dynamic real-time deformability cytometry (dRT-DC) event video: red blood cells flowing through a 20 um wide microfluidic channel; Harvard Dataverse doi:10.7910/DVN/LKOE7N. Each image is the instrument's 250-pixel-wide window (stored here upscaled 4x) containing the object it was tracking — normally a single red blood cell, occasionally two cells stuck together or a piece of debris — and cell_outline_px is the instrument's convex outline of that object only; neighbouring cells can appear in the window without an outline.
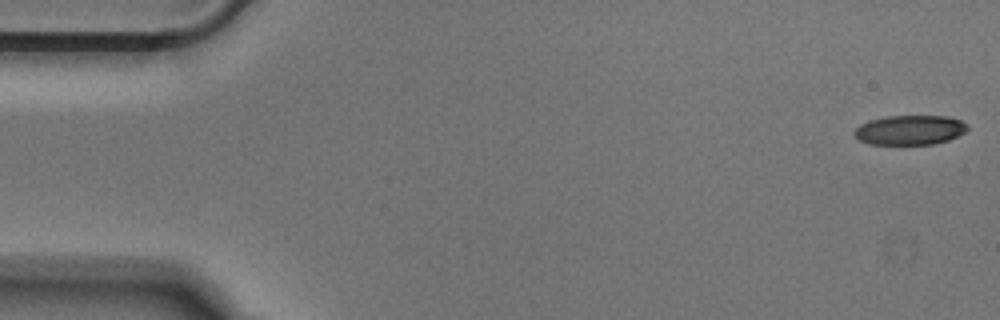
{"species": "Egyptian fruit bat (a non-hibernating species)", "species_latin": "Rousettus aegyptiacus", "temperature_condition": "cold", "stored_images_in_passage": 9, "camera_frame_rate_fps": 3000, "um_per_image_px": 0.085, "animal": {"sex": "male"}, "frame": {"image": 1, "passage_image": 1, "time_ms": 0.0, "image_size_px": [1000, 320], "cell_outline_px": [[968, 128], [964, 132], [948, 140], [936, 144], [868, 144], [860, 140], [852, 132], [860, 124], [868, 120], [888, 116], [948, 116], [960, 120], [968, 124]], "centroid_in_image_um": [77.33, 11.05], "position_along_channel_um": 7.7, "area_um2": 19.54}}